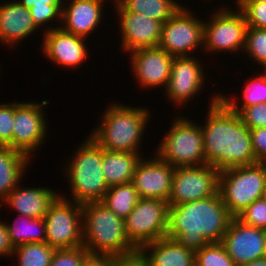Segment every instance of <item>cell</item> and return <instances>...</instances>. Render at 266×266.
Instances as JSON below:
<instances>
[{
  "mask_svg": "<svg viewBox=\"0 0 266 266\" xmlns=\"http://www.w3.org/2000/svg\"><path fill=\"white\" fill-rule=\"evenodd\" d=\"M213 95L201 126L207 164L219 171L258 163L252 149L250 129L238 113L232 112Z\"/></svg>",
  "mask_w": 266,
  "mask_h": 266,
  "instance_id": "6da1fadb",
  "label": "cell"
},
{
  "mask_svg": "<svg viewBox=\"0 0 266 266\" xmlns=\"http://www.w3.org/2000/svg\"><path fill=\"white\" fill-rule=\"evenodd\" d=\"M233 217L220 193L169 205L166 237L196 252L208 243L221 242Z\"/></svg>",
  "mask_w": 266,
  "mask_h": 266,
  "instance_id": "7a4b0ae2",
  "label": "cell"
},
{
  "mask_svg": "<svg viewBox=\"0 0 266 266\" xmlns=\"http://www.w3.org/2000/svg\"><path fill=\"white\" fill-rule=\"evenodd\" d=\"M101 123L90 132L105 150L141 153L142 136L151 117L147 108L113 102L101 115Z\"/></svg>",
  "mask_w": 266,
  "mask_h": 266,
  "instance_id": "3957f363",
  "label": "cell"
},
{
  "mask_svg": "<svg viewBox=\"0 0 266 266\" xmlns=\"http://www.w3.org/2000/svg\"><path fill=\"white\" fill-rule=\"evenodd\" d=\"M82 223L88 253L121 257L137 251L126 236L124 219L100 201L82 204Z\"/></svg>",
  "mask_w": 266,
  "mask_h": 266,
  "instance_id": "277c9868",
  "label": "cell"
},
{
  "mask_svg": "<svg viewBox=\"0 0 266 266\" xmlns=\"http://www.w3.org/2000/svg\"><path fill=\"white\" fill-rule=\"evenodd\" d=\"M73 150L63 171L70 186V198L80 204L101 201L109 189L102 171V147L91 135Z\"/></svg>",
  "mask_w": 266,
  "mask_h": 266,
  "instance_id": "5b68a950",
  "label": "cell"
},
{
  "mask_svg": "<svg viewBox=\"0 0 266 266\" xmlns=\"http://www.w3.org/2000/svg\"><path fill=\"white\" fill-rule=\"evenodd\" d=\"M155 153L173 167L201 166L207 164L201 124L185 116H176Z\"/></svg>",
  "mask_w": 266,
  "mask_h": 266,
  "instance_id": "8992f818",
  "label": "cell"
},
{
  "mask_svg": "<svg viewBox=\"0 0 266 266\" xmlns=\"http://www.w3.org/2000/svg\"><path fill=\"white\" fill-rule=\"evenodd\" d=\"M266 190V163L228 168L220 171L219 193L229 212L236 217Z\"/></svg>",
  "mask_w": 266,
  "mask_h": 266,
  "instance_id": "52a82bcc",
  "label": "cell"
},
{
  "mask_svg": "<svg viewBox=\"0 0 266 266\" xmlns=\"http://www.w3.org/2000/svg\"><path fill=\"white\" fill-rule=\"evenodd\" d=\"M222 6L213 9L209 21H204L203 53L205 50L207 54L228 51L236 55L243 52L248 25L239 9L236 8V11L233 7Z\"/></svg>",
  "mask_w": 266,
  "mask_h": 266,
  "instance_id": "ba28073f",
  "label": "cell"
},
{
  "mask_svg": "<svg viewBox=\"0 0 266 266\" xmlns=\"http://www.w3.org/2000/svg\"><path fill=\"white\" fill-rule=\"evenodd\" d=\"M168 210L169 204L166 200L140 198L124 219L126 236L137 250L166 237Z\"/></svg>",
  "mask_w": 266,
  "mask_h": 266,
  "instance_id": "9c48e42d",
  "label": "cell"
},
{
  "mask_svg": "<svg viewBox=\"0 0 266 266\" xmlns=\"http://www.w3.org/2000/svg\"><path fill=\"white\" fill-rule=\"evenodd\" d=\"M46 243L55 249L83 246L82 204L60 195L44 215Z\"/></svg>",
  "mask_w": 266,
  "mask_h": 266,
  "instance_id": "30bf717a",
  "label": "cell"
},
{
  "mask_svg": "<svg viewBox=\"0 0 266 266\" xmlns=\"http://www.w3.org/2000/svg\"><path fill=\"white\" fill-rule=\"evenodd\" d=\"M194 14L190 7H180L162 24L158 47L174 57L192 56L195 50L202 49L204 20Z\"/></svg>",
  "mask_w": 266,
  "mask_h": 266,
  "instance_id": "8fae6325",
  "label": "cell"
},
{
  "mask_svg": "<svg viewBox=\"0 0 266 266\" xmlns=\"http://www.w3.org/2000/svg\"><path fill=\"white\" fill-rule=\"evenodd\" d=\"M14 102V121L12 133V149L27 155L31 160L41 144H45L48 135V123L44 106L49 100L39 102ZM33 154V155H32Z\"/></svg>",
  "mask_w": 266,
  "mask_h": 266,
  "instance_id": "7c38bea8",
  "label": "cell"
},
{
  "mask_svg": "<svg viewBox=\"0 0 266 266\" xmlns=\"http://www.w3.org/2000/svg\"><path fill=\"white\" fill-rule=\"evenodd\" d=\"M220 171L209 164L175 167L169 205L202 200L219 193Z\"/></svg>",
  "mask_w": 266,
  "mask_h": 266,
  "instance_id": "4fadbf2b",
  "label": "cell"
},
{
  "mask_svg": "<svg viewBox=\"0 0 266 266\" xmlns=\"http://www.w3.org/2000/svg\"><path fill=\"white\" fill-rule=\"evenodd\" d=\"M203 67L197 56L174 57L169 82L164 91L176 107H185L191 98L200 95L203 87L206 88L207 76L204 75Z\"/></svg>",
  "mask_w": 266,
  "mask_h": 266,
  "instance_id": "5bb4252c",
  "label": "cell"
},
{
  "mask_svg": "<svg viewBox=\"0 0 266 266\" xmlns=\"http://www.w3.org/2000/svg\"><path fill=\"white\" fill-rule=\"evenodd\" d=\"M118 13L121 39L120 50L132 52L141 48L158 47L161 39L162 22L144 15L127 11L120 3L114 6Z\"/></svg>",
  "mask_w": 266,
  "mask_h": 266,
  "instance_id": "9a60e30c",
  "label": "cell"
},
{
  "mask_svg": "<svg viewBox=\"0 0 266 266\" xmlns=\"http://www.w3.org/2000/svg\"><path fill=\"white\" fill-rule=\"evenodd\" d=\"M128 54L131 72L140 88L147 90L161 86L166 89L174 56L159 47L141 48Z\"/></svg>",
  "mask_w": 266,
  "mask_h": 266,
  "instance_id": "2e32d148",
  "label": "cell"
},
{
  "mask_svg": "<svg viewBox=\"0 0 266 266\" xmlns=\"http://www.w3.org/2000/svg\"><path fill=\"white\" fill-rule=\"evenodd\" d=\"M154 157L141 158L136 165L132 183L140 198L169 201L175 167L163 161L156 153Z\"/></svg>",
  "mask_w": 266,
  "mask_h": 266,
  "instance_id": "e0dca14e",
  "label": "cell"
},
{
  "mask_svg": "<svg viewBox=\"0 0 266 266\" xmlns=\"http://www.w3.org/2000/svg\"><path fill=\"white\" fill-rule=\"evenodd\" d=\"M221 243L235 265L249 263L263 257L266 230L247 225L233 217Z\"/></svg>",
  "mask_w": 266,
  "mask_h": 266,
  "instance_id": "ac0fdd59",
  "label": "cell"
},
{
  "mask_svg": "<svg viewBox=\"0 0 266 266\" xmlns=\"http://www.w3.org/2000/svg\"><path fill=\"white\" fill-rule=\"evenodd\" d=\"M42 53L63 68H79L87 60L86 38L65 32L61 28L43 32ZM86 59V60H85Z\"/></svg>",
  "mask_w": 266,
  "mask_h": 266,
  "instance_id": "d6986e66",
  "label": "cell"
},
{
  "mask_svg": "<svg viewBox=\"0 0 266 266\" xmlns=\"http://www.w3.org/2000/svg\"><path fill=\"white\" fill-rule=\"evenodd\" d=\"M105 3L103 0H63L60 28L89 39L87 37L102 25Z\"/></svg>",
  "mask_w": 266,
  "mask_h": 266,
  "instance_id": "ffe728a7",
  "label": "cell"
},
{
  "mask_svg": "<svg viewBox=\"0 0 266 266\" xmlns=\"http://www.w3.org/2000/svg\"><path fill=\"white\" fill-rule=\"evenodd\" d=\"M37 30L30 10L17 0H8L0 4V44L13 49L19 41L28 39Z\"/></svg>",
  "mask_w": 266,
  "mask_h": 266,
  "instance_id": "44dd1931",
  "label": "cell"
},
{
  "mask_svg": "<svg viewBox=\"0 0 266 266\" xmlns=\"http://www.w3.org/2000/svg\"><path fill=\"white\" fill-rule=\"evenodd\" d=\"M22 183L17 186L0 202L9 206L17 212V215H24L30 218H44L50 205L60 195L52 188L47 187H26L20 188Z\"/></svg>",
  "mask_w": 266,
  "mask_h": 266,
  "instance_id": "7402d4cb",
  "label": "cell"
},
{
  "mask_svg": "<svg viewBox=\"0 0 266 266\" xmlns=\"http://www.w3.org/2000/svg\"><path fill=\"white\" fill-rule=\"evenodd\" d=\"M140 251L151 266H191L195 262V252L164 237L144 245Z\"/></svg>",
  "mask_w": 266,
  "mask_h": 266,
  "instance_id": "603a6c76",
  "label": "cell"
},
{
  "mask_svg": "<svg viewBox=\"0 0 266 266\" xmlns=\"http://www.w3.org/2000/svg\"><path fill=\"white\" fill-rule=\"evenodd\" d=\"M142 157L141 153L102 149V171L107 185L110 187L130 183Z\"/></svg>",
  "mask_w": 266,
  "mask_h": 266,
  "instance_id": "cb8c5ba5",
  "label": "cell"
},
{
  "mask_svg": "<svg viewBox=\"0 0 266 266\" xmlns=\"http://www.w3.org/2000/svg\"><path fill=\"white\" fill-rule=\"evenodd\" d=\"M31 163V159L24 153L0 145V202L22 182Z\"/></svg>",
  "mask_w": 266,
  "mask_h": 266,
  "instance_id": "d4e9b609",
  "label": "cell"
},
{
  "mask_svg": "<svg viewBox=\"0 0 266 266\" xmlns=\"http://www.w3.org/2000/svg\"><path fill=\"white\" fill-rule=\"evenodd\" d=\"M16 219L13 221L15 224L5 222L14 248L26 243L46 242V227L43 218L19 215Z\"/></svg>",
  "mask_w": 266,
  "mask_h": 266,
  "instance_id": "484cf974",
  "label": "cell"
},
{
  "mask_svg": "<svg viewBox=\"0 0 266 266\" xmlns=\"http://www.w3.org/2000/svg\"><path fill=\"white\" fill-rule=\"evenodd\" d=\"M127 11L164 23L182 7L175 0H120Z\"/></svg>",
  "mask_w": 266,
  "mask_h": 266,
  "instance_id": "4316f807",
  "label": "cell"
},
{
  "mask_svg": "<svg viewBox=\"0 0 266 266\" xmlns=\"http://www.w3.org/2000/svg\"><path fill=\"white\" fill-rule=\"evenodd\" d=\"M251 79L247 80V82L243 89V95L239 104V99L236 100V97L227 96L224 93L219 94V99L232 111L235 113H240L244 108L253 106L256 104L266 103V70H263L262 74L256 77H250Z\"/></svg>",
  "mask_w": 266,
  "mask_h": 266,
  "instance_id": "83f0119b",
  "label": "cell"
},
{
  "mask_svg": "<svg viewBox=\"0 0 266 266\" xmlns=\"http://www.w3.org/2000/svg\"><path fill=\"white\" fill-rule=\"evenodd\" d=\"M140 200L132 182L110 186L100 201L118 217L125 219Z\"/></svg>",
  "mask_w": 266,
  "mask_h": 266,
  "instance_id": "f1b7e54d",
  "label": "cell"
},
{
  "mask_svg": "<svg viewBox=\"0 0 266 266\" xmlns=\"http://www.w3.org/2000/svg\"><path fill=\"white\" fill-rule=\"evenodd\" d=\"M55 250L46 242L26 243L15 247L12 257L16 256L18 266H50Z\"/></svg>",
  "mask_w": 266,
  "mask_h": 266,
  "instance_id": "f546056e",
  "label": "cell"
},
{
  "mask_svg": "<svg viewBox=\"0 0 266 266\" xmlns=\"http://www.w3.org/2000/svg\"><path fill=\"white\" fill-rule=\"evenodd\" d=\"M243 53L266 69V29L248 27Z\"/></svg>",
  "mask_w": 266,
  "mask_h": 266,
  "instance_id": "4dcf8cb0",
  "label": "cell"
},
{
  "mask_svg": "<svg viewBox=\"0 0 266 266\" xmlns=\"http://www.w3.org/2000/svg\"><path fill=\"white\" fill-rule=\"evenodd\" d=\"M199 266H236L221 242H211L195 252Z\"/></svg>",
  "mask_w": 266,
  "mask_h": 266,
  "instance_id": "1f68e13d",
  "label": "cell"
},
{
  "mask_svg": "<svg viewBox=\"0 0 266 266\" xmlns=\"http://www.w3.org/2000/svg\"><path fill=\"white\" fill-rule=\"evenodd\" d=\"M62 6L63 5L46 4V6H32L31 8H29L35 26L38 29L40 27L42 29V27L45 26L46 28L43 27L44 28L43 30H45L44 32H48L52 29L60 28L59 25L58 26L56 25V27H54V25L53 26L51 25L52 23L54 24V21L55 23L60 22L59 24H61Z\"/></svg>",
  "mask_w": 266,
  "mask_h": 266,
  "instance_id": "d6a6232c",
  "label": "cell"
},
{
  "mask_svg": "<svg viewBox=\"0 0 266 266\" xmlns=\"http://www.w3.org/2000/svg\"><path fill=\"white\" fill-rule=\"evenodd\" d=\"M246 19L248 27L266 29V2H233Z\"/></svg>",
  "mask_w": 266,
  "mask_h": 266,
  "instance_id": "836d02e7",
  "label": "cell"
},
{
  "mask_svg": "<svg viewBox=\"0 0 266 266\" xmlns=\"http://www.w3.org/2000/svg\"><path fill=\"white\" fill-rule=\"evenodd\" d=\"M243 223L266 230V202L255 200L236 216Z\"/></svg>",
  "mask_w": 266,
  "mask_h": 266,
  "instance_id": "e575fe53",
  "label": "cell"
},
{
  "mask_svg": "<svg viewBox=\"0 0 266 266\" xmlns=\"http://www.w3.org/2000/svg\"><path fill=\"white\" fill-rule=\"evenodd\" d=\"M88 251L83 247L56 249L50 266H82Z\"/></svg>",
  "mask_w": 266,
  "mask_h": 266,
  "instance_id": "d590c367",
  "label": "cell"
},
{
  "mask_svg": "<svg viewBox=\"0 0 266 266\" xmlns=\"http://www.w3.org/2000/svg\"><path fill=\"white\" fill-rule=\"evenodd\" d=\"M14 102L0 104V145L12 148Z\"/></svg>",
  "mask_w": 266,
  "mask_h": 266,
  "instance_id": "8d00e7d4",
  "label": "cell"
},
{
  "mask_svg": "<svg viewBox=\"0 0 266 266\" xmlns=\"http://www.w3.org/2000/svg\"><path fill=\"white\" fill-rule=\"evenodd\" d=\"M238 115L249 129L266 127V103L264 102L246 107Z\"/></svg>",
  "mask_w": 266,
  "mask_h": 266,
  "instance_id": "74e56055",
  "label": "cell"
},
{
  "mask_svg": "<svg viewBox=\"0 0 266 266\" xmlns=\"http://www.w3.org/2000/svg\"><path fill=\"white\" fill-rule=\"evenodd\" d=\"M250 134L255 160L266 163V127L250 129Z\"/></svg>",
  "mask_w": 266,
  "mask_h": 266,
  "instance_id": "f35d334b",
  "label": "cell"
},
{
  "mask_svg": "<svg viewBox=\"0 0 266 266\" xmlns=\"http://www.w3.org/2000/svg\"><path fill=\"white\" fill-rule=\"evenodd\" d=\"M117 263V256L89 253L84 258L82 266H117Z\"/></svg>",
  "mask_w": 266,
  "mask_h": 266,
  "instance_id": "ab89813d",
  "label": "cell"
},
{
  "mask_svg": "<svg viewBox=\"0 0 266 266\" xmlns=\"http://www.w3.org/2000/svg\"><path fill=\"white\" fill-rule=\"evenodd\" d=\"M117 266H151L144 254L137 250L134 253L118 257Z\"/></svg>",
  "mask_w": 266,
  "mask_h": 266,
  "instance_id": "60d3db41",
  "label": "cell"
},
{
  "mask_svg": "<svg viewBox=\"0 0 266 266\" xmlns=\"http://www.w3.org/2000/svg\"><path fill=\"white\" fill-rule=\"evenodd\" d=\"M14 247L11 244L5 222L0 220V255L1 257H10L13 254Z\"/></svg>",
  "mask_w": 266,
  "mask_h": 266,
  "instance_id": "b9f144b4",
  "label": "cell"
},
{
  "mask_svg": "<svg viewBox=\"0 0 266 266\" xmlns=\"http://www.w3.org/2000/svg\"><path fill=\"white\" fill-rule=\"evenodd\" d=\"M18 2L27 9L32 6H46V4L63 5V0H18Z\"/></svg>",
  "mask_w": 266,
  "mask_h": 266,
  "instance_id": "7bdbcfd3",
  "label": "cell"
},
{
  "mask_svg": "<svg viewBox=\"0 0 266 266\" xmlns=\"http://www.w3.org/2000/svg\"><path fill=\"white\" fill-rule=\"evenodd\" d=\"M236 266H266V258L261 257V258L255 259L249 263H244V264H240V265H236Z\"/></svg>",
  "mask_w": 266,
  "mask_h": 266,
  "instance_id": "ee69618b",
  "label": "cell"
},
{
  "mask_svg": "<svg viewBox=\"0 0 266 266\" xmlns=\"http://www.w3.org/2000/svg\"><path fill=\"white\" fill-rule=\"evenodd\" d=\"M235 2H266V0H235Z\"/></svg>",
  "mask_w": 266,
  "mask_h": 266,
  "instance_id": "f6af8a7d",
  "label": "cell"
},
{
  "mask_svg": "<svg viewBox=\"0 0 266 266\" xmlns=\"http://www.w3.org/2000/svg\"><path fill=\"white\" fill-rule=\"evenodd\" d=\"M103 1L109 2V0H107V1L103 0ZM113 1H114V3H113ZM110 2H112L114 4V6H115V5H117L120 2V0H111Z\"/></svg>",
  "mask_w": 266,
  "mask_h": 266,
  "instance_id": "bcb514c9",
  "label": "cell"
},
{
  "mask_svg": "<svg viewBox=\"0 0 266 266\" xmlns=\"http://www.w3.org/2000/svg\"><path fill=\"white\" fill-rule=\"evenodd\" d=\"M262 198H263L264 201L266 202V190H265V193L263 194Z\"/></svg>",
  "mask_w": 266,
  "mask_h": 266,
  "instance_id": "7dc6e473",
  "label": "cell"
},
{
  "mask_svg": "<svg viewBox=\"0 0 266 266\" xmlns=\"http://www.w3.org/2000/svg\"><path fill=\"white\" fill-rule=\"evenodd\" d=\"M263 257L266 258V246H265V250H264V255H263Z\"/></svg>",
  "mask_w": 266,
  "mask_h": 266,
  "instance_id": "c3c4849f",
  "label": "cell"
},
{
  "mask_svg": "<svg viewBox=\"0 0 266 266\" xmlns=\"http://www.w3.org/2000/svg\"><path fill=\"white\" fill-rule=\"evenodd\" d=\"M191 266H199L196 262H194Z\"/></svg>",
  "mask_w": 266,
  "mask_h": 266,
  "instance_id": "681fc988",
  "label": "cell"
}]
</instances>
